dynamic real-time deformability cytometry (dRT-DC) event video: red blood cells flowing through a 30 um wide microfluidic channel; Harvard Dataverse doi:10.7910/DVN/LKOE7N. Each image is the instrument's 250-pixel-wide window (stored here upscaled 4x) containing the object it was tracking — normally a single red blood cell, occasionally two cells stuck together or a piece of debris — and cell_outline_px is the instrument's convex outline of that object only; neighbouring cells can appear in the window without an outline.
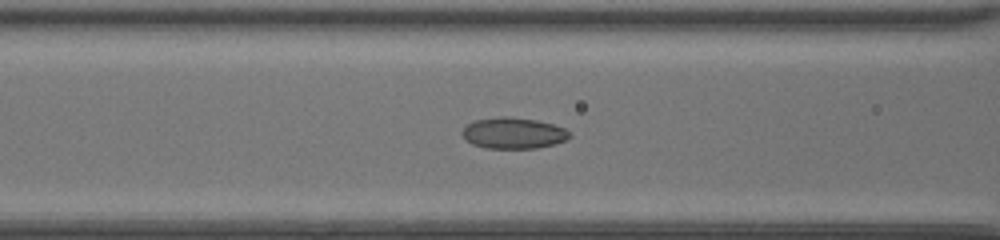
{"species": "common noctule bat (a hibernating species)", "species_latin": "Nyctalus noctula", "temperature_condition": "room temperature", "stored_images_in_passage": 52, "camera_frame_rate_fps": 3000, "um_per_image_px": 0.085, "animal": {"sex": "female", "body_mass_g": 20.0, "forearm_length_mm": 54.0}, "frame": {"image": 1, "passage_image": 25, "time_ms": 8.0, "image_size_px": [1000, 240], "cell_outline_px": [[572, 136], [556, 144], [536, 148], [488, 148], [472, 144], [464, 140], [460, 132], [468, 124], [476, 120], [500, 116], [508, 116], [536, 120], [552, 124], [564, 128], [572, 132]], "centroid_in_image_um": [43.64, 11.31], "position_along_channel_um": 123.0, "area_um2": 19.59}}
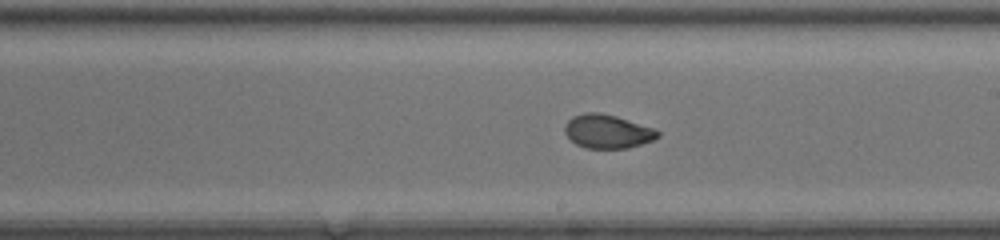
{"frame": {"image": 2, "passage_image": 33, "time_ms": 10.667, "image_size_px": [1000, 240], "cell_outline_px": [[660, 136], [652, 140], [628, 148], [584, 148], [576, 144], [564, 132], [564, 124], [572, 116], [584, 112], [600, 112], [616, 116], [652, 128], [660, 132]], "centroid_in_image_um": [51.59, 11.16], "position_along_channel_um": 237.4, "area_um2": 18.21}}
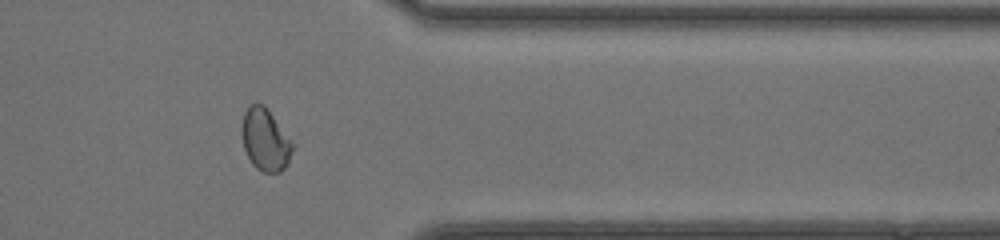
{"frame": {"image": 3, "passage_image": 44, "time_ms": 14.333, "image_size_px": [1000, 240], "cell_outline_px": [[296, 144], [288, 164], [280, 172], [264, 172], [256, 168], [252, 164], [244, 148], [240, 132], [240, 128], [244, 112], [252, 104], [264, 104]], "centroid_in_image_um": [22.57, 11.88], "position_along_channel_um": 388.8, "area_um2": 18.79}, "authors_computed_cell_mechanics": {"area_um2": 19.1318, "velocity_mm_per_s": 4.2859, "shape_relaxation_time_tau1_ms": 5.5255, "shape_relaxation_time_tau2_ms": null, "deformation_change_tau1": 0.1851, "deformation_change_tau2": null}}